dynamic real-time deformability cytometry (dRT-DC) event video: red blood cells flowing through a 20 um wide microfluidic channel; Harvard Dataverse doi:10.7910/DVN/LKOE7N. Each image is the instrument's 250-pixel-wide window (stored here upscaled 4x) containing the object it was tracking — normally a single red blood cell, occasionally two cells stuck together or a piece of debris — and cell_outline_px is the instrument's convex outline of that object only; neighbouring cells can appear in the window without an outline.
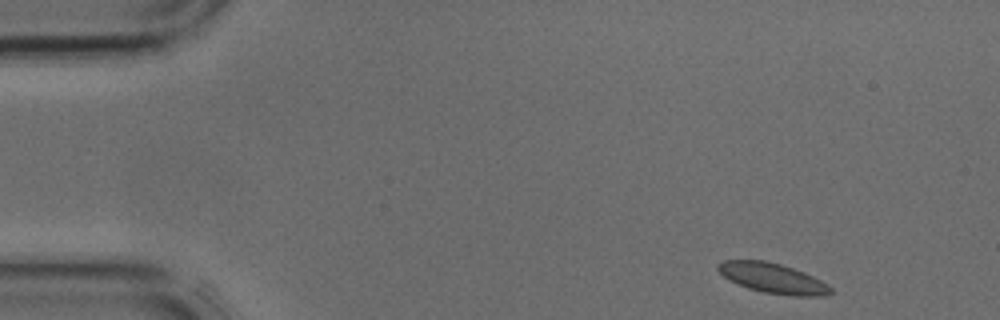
{"species": "common noctule bat (a hibernating species)", "species_latin": "Nyctalus noctula", "temperature_condition": "cold", "stored_images_in_passage": 17, "camera_frame_rate_fps": 3000, "um_per_image_px": 0.085, "animal": {"sex": "male", "body_mass_g": 17.9, "forearm_length_mm": 54.2}, "frame": {"image": 1, "passage_image": 1, "time_ms": 0.0, "image_size_px": [1000, 320], "cell_outline_px": [[836, 292], [824, 296], [792, 296], [764, 292], [748, 288], [724, 276], [716, 268], [716, 264], [724, 260], [764, 260], [780, 264], [804, 272], [828, 284]], "centroid_in_image_um": [65.73, 23.65], "position_along_channel_um": 19.3, "area_um2": 19.65}}
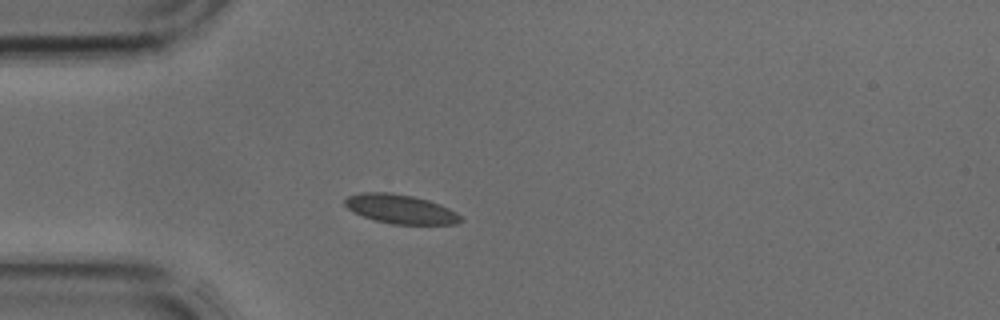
{"frame": {"image": 2, "passage_image": 8, "time_ms": 2.333, "image_size_px": [1000, 320], "cell_outline_px": [[464, 220], [456, 224], [392, 224], [376, 220], [364, 216], [348, 208], [344, 204], [344, 200], [348, 196], [360, 192], [392, 192], [412, 196], [428, 200], [440, 204], [456, 212]], "centroid_in_image_um": [34.06, 17.76], "position_along_channel_um": 50.9, "area_um2": 19.54}}
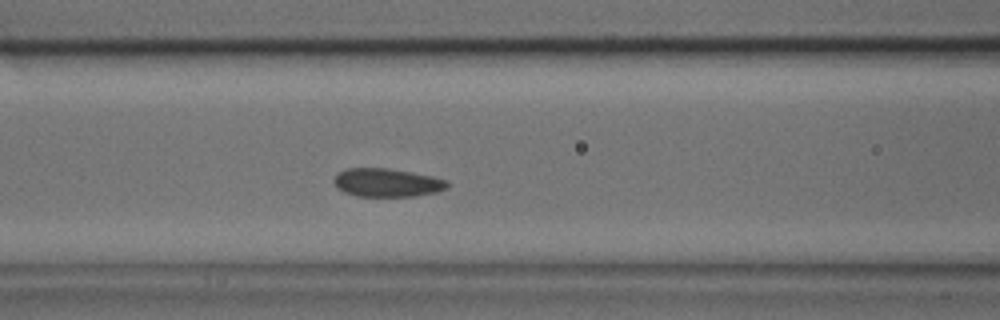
{"frame": {"image": 3, "passage_image": 14, "time_ms": 4.333, "image_size_px": [1000, 320], "cell_outline_px": [[448, 188], [436, 192], [416, 196], [356, 196], [344, 192], [336, 188], [332, 180], [336, 172], [344, 168], [388, 168], [432, 176], [448, 180]], "centroid_in_image_um": [32.84, 15.52], "position_along_channel_um": 133.8, "area_um2": 19.02}}